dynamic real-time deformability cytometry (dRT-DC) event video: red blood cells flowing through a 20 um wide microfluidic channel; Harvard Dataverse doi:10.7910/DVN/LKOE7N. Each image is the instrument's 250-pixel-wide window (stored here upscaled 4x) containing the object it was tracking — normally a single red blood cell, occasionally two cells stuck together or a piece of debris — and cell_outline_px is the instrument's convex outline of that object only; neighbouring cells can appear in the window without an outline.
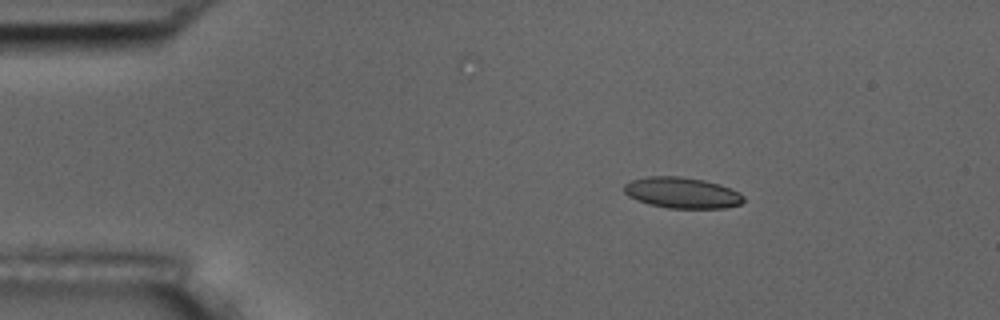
{"species": "common noctule bat (a hibernating species)", "species_latin": "Nyctalus noctula", "temperature_condition": "room temperature", "stored_images_in_passage": 4, "camera_frame_rate_fps": 3000, "um_per_image_px": 0.085, "animal": {"sex": "male", "body_mass_g": 17.5, "forearm_length_mm": 52.3}, "frame": {"image": 1, "passage_image": 2, "time_ms": 0.333, "image_size_px": [1000, 320], "cell_outline_px": [[744, 200], [740, 204], [724, 208], [668, 208], [648, 204], [636, 200], [628, 196], [624, 192], [624, 184], [632, 180], [648, 176], [680, 176], [704, 180], [720, 184], [740, 192], [744, 196]], "centroid_in_image_um": [57.97, 16.38], "position_along_channel_um": 27.0, "area_um2": 21.68}}